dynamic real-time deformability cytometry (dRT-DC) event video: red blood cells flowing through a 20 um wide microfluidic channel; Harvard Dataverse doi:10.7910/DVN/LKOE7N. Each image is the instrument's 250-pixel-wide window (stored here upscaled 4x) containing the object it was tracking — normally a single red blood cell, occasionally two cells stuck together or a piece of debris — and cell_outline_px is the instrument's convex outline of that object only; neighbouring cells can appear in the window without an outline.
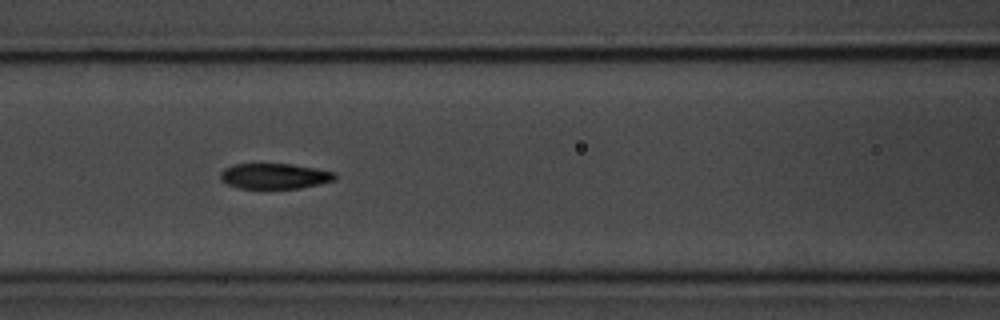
{"species": "common noctule bat (a hibernating species)", "species_latin": "Nyctalus noctula", "temperature_condition": "room temperature", "stored_images_in_passage": 12, "camera_frame_rate_fps": 3000, "um_per_image_px": 0.085, "animal": {"sex": "male", "body_mass_g": 20.1, "forearm_length_mm": 53.5}, "frame": {"image": 1, "passage_image": 4, "time_ms": 3.667, "image_size_px": [1000, 320], "cell_outline_px": [[336, 176], [332, 180], [300, 188], [240, 188], [228, 184], [220, 180], [220, 172], [224, 168], [232, 164], [292, 164], [316, 168], [336, 172]], "centroid_in_image_um": [23.29, 14.95], "position_along_channel_um": 143.3, "area_um2": 16.88}}
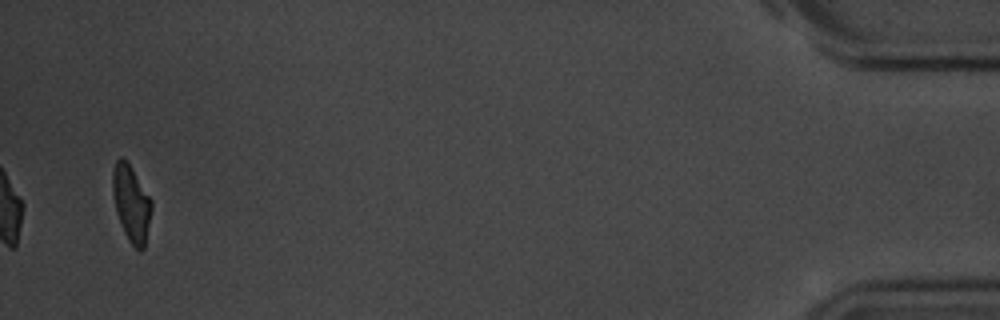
{"frame": {"image": 2, "passage_image": 12, "time_ms": 14.0, "image_size_px": [1000, 320], "cell_outline_px": [[152, 208], [144, 248], [140, 252], [128, 240], [124, 232], [116, 212], [112, 192], [112, 168], [116, 160], [120, 156], [132, 168], [152, 200]], "centroid_in_image_um": [11.15, 17.28], "position_along_channel_um": 424.1, "area_um2": 17.28}, "authors_computed_cell_mechanics": {"area_um2": 17.4267, "velocity_mm_per_s": 3.5403, "shape_relaxation_time_tau1_ms": 2.28, "shape_relaxation_time_tau2_ms": 2.3301, "deformation_change_tau1": 0.1167, "deformation_change_tau2": 0.0629}}